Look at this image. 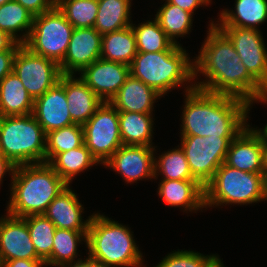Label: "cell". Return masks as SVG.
Wrapping results in <instances>:
<instances>
[{
  "mask_svg": "<svg viewBox=\"0 0 267 267\" xmlns=\"http://www.w3.org/2000/svg\"><path fill=\"white\" fill-rule=\"evenodd\" d=\"M193 14L177 5L165 3L158 9L155 19L166 33L167 37L176 45H180L176 38L184 37L191 32Z\"/></svg>",
  "mask_w": 267,
  "mask_h": 267,
  "instance_id": "obj_31",
  "label": "cell"
},
{
  "mask_svg": "<svg viewBox=\"0 0 267 267\" xmlns=\"http://www.w3.org/2000/svg\"><path fill=\"white\" fill-rule=\"evenodd\" d=\"M84 207L70 186L63 189L60 194L48 205L44 215L51 220L56 228L88 231L91 216L84 220L81 216ZM84 220V221H83Z\"/></svg>",
  "mask_w": 267,
  "mask_h": 267,
  "instance_id": "obj_19",
  "label": "cell"
},
{
  "mask_svg": "<svg viewBox=\"0 0 267 267\" xmlns=\"http://www.w3.org/2000/svg\"><path fill=\"white\" fill-rule=\"evenodd\" d=\"M84 144L92 156L103 164L123 145L117 109L103 102L83 125Z\"/></svg>",
  "mask_w": 267,
  "mask_h": 267,
  "instance_id": "obj_9",
  "label": "cell"
},
{
  "mask_svg": "<svg viewBox=\"0 0 267 267\" xmlns=\"http://www.w3.org/2000/svg\"><path fill=\"white\" fill-rule=\"evenodd\" d=\"M30 233L37 256L44 262L51 256L56 226L44 214L23 218Z\"/></svg>",
  "mask_w": 267,
  "mask_h": 267,
  "instance_id": "obj_35",
  "label": "cell"
},
{
  "mask_svg": "<svg viewBox=\"0 0 267 267\" xmlns=\"http://www.w3.org/2000/svg\"><path fill=\"white\" fill-rule=\"evenodd\" d=\"M46 266L43 260L15 259L0 261V267H43Z\"/></svg>",
  "mask_w": 267,
  "mask_h": 267,
  "instance_id": "obj_41",
  "label": "cell"
},
{
  "mask_svg": "<svg viewBox=\"0 0 267 267\" xmlns=\"http://www.w3.org/2000/svg\"><path fill=\"white\" fill-rule=\"evenodd\" d=\"M48 164L69 185L79 173L99 163L83 144L78 148L57 154Z\"/></svg>",
  "mask_w": 267,
  "mask_h": 267,
  "instance_id": "obj_29",
  "label": "cell"
},
{
  "mask_svg": "<svg viewBox=\"0 0 267 267\" xmlns=\"http://www.w3.org/2000/svg\"><path fill=\"white\" fill-rule=\"evenodd\" d=\"M84 144L83 126L72 124L50 131L46 134L45 163H49L57 154L78 148Z\"/></svg>",
  "mask_w": 267,
  "mask_h": 267,
  "instance_id": "obj_33",
  "label": "cell"
},
{
  "mask_svg": "<svg viewBox=\"0 0 267 267\" xmlns=\"http://www.w3.org/2000/svg\"><path fill=\"white\" fill-rule=\"evenodd\" d=\"M155 147L122 145L105 163L104 167L112 168L127 183L150 180L154 178Z\"/></svg>",
  "mask_w": 267,
  "mask_h": 267,
  "instance_id": "obj_13",
  "label": "cell"
},
{
  "mask_svg": "<svg viewBox=\"0 0 267 267\" xmlns=\"http://www.w3.org/2000/svg\"><path fill=\"white\" fill-rule=\"evenodd\" d=\"M65 95V75L41 97L34 100L33 116L45 134L74 124Z\"/></svg>",
  "mask_w": 267,
  "mask_h": 267,
  "instance_id": "obj_17",
  "label": "cell"
},
{
  "mask_svg": "<svg viewBox=\"0 0 267 267\" xmlns=\"http://www.w3.org/2000/svg\"><path fill=\"white\" fill-rule=\"evenodd\" d=\"M185 90L181 136L236 137L247 126L250 104L238 97L213 94L190 84Z\"/></svg>",
  "mask_w": 267,
  "mask_h": 267,
  "instance_id": "obj_2",
  "label": "cell"
},
{
  "mask_svg": "<svg viewBox=\"0 0 267 267\" xmlns=\"http://www.w3.org/2000/svg\"><path fill=\"white\" fill-rule=\"evenodd\" d=\"M153 114L118 112L123 145L153 146Z\"/></svg>",
  "mask_w": 267,
  "mask_h": 267,
  "instance_id": "obj_25",
  "label": "cell"
},
{
  "mask_svg": "<svg viewBox=\"0 0 267 267\" xmlns=\"http://www.w3.org/2000/svg\"><path fill=\"white\" fill-rule=\"evenodd\" d=\"M133 238L128 226L93 213L87 232V255L105 266L143 267L142 252Z\"/></svg>",
  "mask_w": 267,
  "mask_h": 267,
  "instance_id": "obj_4",
  "label": "cell"
},
{
  "mask_svg": "<svg viewBox=\"0 0 267 267\" xmlns=\"http://www.w3.org/2000/svg\"><path fill=\"white\" fill-rule=\"evenodd\" d=\"M46 134L33 114L0 116V152L16 166L45 162Z\"/></svg>",
  "mask_w": 267,
  "mask_h": 267,
  "instance_id": "obj_6",
  "label": "cell"
},
{
  "mask_svg": "<svg viewBox=\"0 0 267 267\" xmlns=\"http://www.w3.org/2000/svg\"><path fill=\"white\" fill-rule=\"evenodd\" d=\"M264 128L248 125L230 143L224 163L244 172L263 173Z\"/></svg>",
  "mask_w": 267,
  "mask_h": 267,
  "instance_id": "obj_14",
  "label": "cell"
},
{
  "mask_svg": "<svg viewBox=\"0 0 267 267\" xmlns=\"http://www.w3.org/2000/svg\"><path fill=\"white\" fill-rule=\"evenodd\" d=\"M161 95L131 74L110 103L118 112L152 114L156 99Z\"/></svg>",
  "mask_w": 267,
  "mask_h": 267,
  "instance_id": "obj_20",
  "label": "cell"
},
{
  "mask_svg": "<svg viewBox=\"0 0 267 267\" xmlns=\"http://www.w3.org/2000/svg\"><path fill=\"white\" fill-rule=\"evenodd\" d=\"M87 232L88 231H74L56 228L53 237L52 253L45 261L46 267H57L66 262L81 259L78 258L77 246L82 241H87Z\"/></svg>",
  "mask_w": 267,
  "mask_h": 267,
  "instance_id": "obj_30",
  "label": "cell"
},
{
  "mask_svg": "<svg viewBox=\"0 0 267 267\" xmlns=\"http://www.w3.org/2000/svg\"><path fill=\"white\" fill-rule=\"evenodd\" d=\"M15 1L20 3L34 16L40 15L44 12L51 10L56 4V0H15Z\"/></svg>",
  "mask_w": 267,
  "mask_h": 267,
  "instance_id": "obj_38",
  "label": "cell"
},
{
  "mask_svg": "<svg viewBox=\"0 0 267 267\" xmlns=\"http://www.w3.org/2000/svg\"><path fill=\"white\" fill-rule=\"evenodd\" d=\"M216 254L203 255L199 252L178 250L166 255L155 267H207Z\"/></svg>",
  "mask_w": 267,
  "mask_h": 267,
  "instance_id": "obj_37",
  "label": "cell"
},
{
  "mask_svg": "<svg viewBox=\"0 0 267 267\" xmlns=\"http://www.w3.org/2000/svg\"><path fill=\"white\" fill-rule=\"evenodd\" d=\"M7 213L24 218L44 214L48 205L68 184L48 163L17 165L11 179Z\"/></svg>",
  "mask_w": 267,
  "mask_h": 267,
  "instance_id": "obj_3",
  "label": "cell"
},
{
  "mask_svg": "<svg viewBox=\"0 0 267 267\" xmlns=\"http://www.w3.org/2000/svg\"><path fill=\"white\" fill-rule=\"evenodd\" d=\"M22 45L7 32L0 30V52L4 50H18Z\"/></svg>",
  "mask_w": 267,
  "mask_h": 267,
  "instance_id": "obj_42",
  "label": "cell"
},
{
  "mask_svg": "<svg viewBox=\"0 0 267 267\" xmlns=\"http://www.w3.org/2000/svg\"><path fill=\"white\" fill-rule=\"evenodd\" d=\"M65 95L72 122L82 126L103 103L80 77L75 78L74 75H65Z\"/></svg>",
  "mask_w": 267,
  "mask_h": 267,
  "instance_id": "obj_22",
  "label": "cell"
},
{
  "mask_svg": "<svg viewBox=\"0 0 267 267\" xmlns=\"http://www.w3.org/2000/svg\"><path fill=\"white\" fill-rule=\"evenodd\" d=\"M33 107V98L15 72H10L0 81V116L32 114Z\"/></svg>",
  "mask_w": 267,
  "mask_h": 267,
  "instance_id": "obj_23",
  "label": "cell"
},
{
  "mask_svg": "<svg viewBox=\"0 0 267 267\" xmlns=\"http://www.w3.org/2000/svg\"><path fill=\"white\" fill-rule=\"evenodd\" d=\"M15 259L41 260L31 241L26 221L6 213L0 218V261Z\"/></svg>",
  "mask_w": 267,
  "mask_h": 267,
  "instance_id": "obj_18",
  "label": "cell"
},
{
  "mask_svg": "<svg viewBox=\"0 0 267 267\" xmlns=\"http://www.w3.org/2000/svg\"><path fill=\"white\" fill-rule=\"evenodd\" d=\"M80 73L81 80L103 102H110L130 75V66L99 58Z\"/></svg>",
  "mask_w": 267,
  "mask_h": 267,
  "instance_id": "obj_15",
  "label": "cell"
},
{
  "mask_svg": "<svg viewBox=\"0 0 267 267\" xmlns=\"http://www.w3.org/2000/svg\"><path fill=\"white\" fill-rule=\"evenodd\" d=\"M265 186L263 173L244 172L223 163L204 186V206L247 205L265 201Z\"/></svg>",
  "mask_w": 267,
  "mask_h": 267,
  "instance_id": "obj_7",
  "label": "cell"
},
{
  "mask_svg": "<svg viewBox=\"0 0 267 267\" xmlns=\"http://www.w3.org/2000/svg\"><path fill=\"white\" fill-rule=\"evenodd\" d=\"M232 42L248 72L267 90V48L260 30L217 26Z\"/></svg>",
  "mask_w": 267,
  "mask_h": 267,
  "instance_id": "obj_12",
  "label": "cell"
},
{
  "mask_svg": "<svg viewBox=\"0 0 267 267\" xmlns=\"http://www.w3.org/2000/svg\"><path fill=\"white\" fill-rule=\"evenodd\" d=\"M13 72L22 81L33 100L51 89L62 76L57 62L32 53L24 45L17 50Z\"/></svg>",
  "mask_w": 267,
  "mask_h": 267,
  "instance_id": "obj_11",
  "label": "cell"
},
{
  "mask_svg": "<svg viewBox=\"0 0 267 267\" xmlns=\"http://www.w3.org/2000/svg\"><path fill=\"white\" fill-rule=\"evenodd\" d=\"M188 55L181 45L170 51L137 52L130 74L163 96L184 82L193 84L194 64Z\"/></svg>",
  "mask_w": 267,
  "mask_h": 267,
  "instance_id": "obj_5",
  "label": "cell"
},
{
  "mask_svg": "<svg viewBox=\"0 0 267 267\" xmlns=\"http://www.w3.org/2000/svg\"><path fill=\"white\" fill-rule=\"evenodd\" d=\"M74 27L55 5L34 16L28 40L23 44L32 53L60 64L65 57Z\"/></svg>",
  "mask_w": 267,
  "mask_h": 267,
  "instance_id": "obj_8",
  "label": "cell"
},
{
  "mask_svg": "<svg viewBox=\"0 0 267 267\" xmlns=\"http://www.w3.org/2000/svg\"><path fill=\"white\" fill-rule=\"evenodd\" d=\"M235 11L224 9L216 26H235L259 30L267 20V0H236Z\"/></svg>",
  "mask_w": 267,
  "mask_h": 267,
  "instance_id": "obj_24",
  "label": "cell"
},
{
  "mask_svg": "<svg viewBox=\"0 0 267 267\" xmlns=\"http://www.w3.org/2000/svg\"><path fill=\"white\" fill-rule=\"evenodd\" d=\"M235 137L182 136L183 149L192 176L204 187L224 163L231 141Z\"/></svg>",
  "mask_w": 267,
  "mask_h": 267,
  "instance_id": "obj_10",
  "label": "cell"
},
{
  "mask_svg": "<svg viewBox=\"0 0 267 267\" xmlns=\"http://www.w3.org/2000/svg\"><path fill=\"white\" fill-rule=\"evenodd\" d=\"M9 1H11V0H0V6L5 4V3H7V2H9Z\"/></svg>",
  "mask_w": 267,
  "mask_h": 267,
  "instance_id": "obj_48",
  "label": "cell"
},
{
  "mask_svg": "<svg viewBox=\"0 0 267 267\" xmlns=\"http://www.w3.org/2000/svg\"><path fill=\"white\" fill-rule=\"evenodd\" d=\"M33 19L34 15L15 0L0 6V30L7 32L18 43L24 44L28 40ZM20 31H23L22 36Z\"/></svg>",
  "mask_w": 267,
  "mask_h": 267,
  "instance_id": "obj_28",
  "label": "cell"
},
{
  "mask_svg": "<svg viewBox=\"0 0 267 267\" xmlns=\"http://www.w3.org/2000/svg\"><path fill=\"white\" fill-rule=\"evenodd\" d=\"M89 267H110V266H105L103 264L94 261Z\"/></svg>",
  "mask_w": 267,
  "mask_h": 267,
  "instance_id": "obj_47",
  "label": "cell"
},
{
  "mask_svg": "<svg viewBox=\"0 0 267 267\" xmlns=\"http://www.w3.org/2000/svg\"><path fill=\"white\" fill-rule=\"evenodd\" d=\"M158 196L172 207L184 208V211H202L204 206V187L197 180H161Z\"/></svg>",
  "mask_w": 267,
  "mask_h": 267,
  "instance_id": "obj_21",
  "label": "cell"
},
{
  "mask_svg": "<svg viewBox=\"0 0 267 267\" xmlns=\"http://www.w3.org/2000/svg\"><path fill=\"white\" fill-rule=\"evenodd\" d=\"M16 169V165L8 158L0 154V185L2 184V179L4 175L9 172L11 179L13 178L14 172Z\"/></svg>",
  "mask_w": 267,
  "mask_h": 267,
  "instance_id": "obj_43",
  "label": "cell"
},
{
  "mask_svg": "<svg viewBox=\"0 0 267 267\" xmlns=\"http://www.w3.org/2000/svg\"><path fill=\"white\" fill-rule=\"evenodd\" d=\"M211 20L199 54L194 59V87L213 94L231 95L267 103V90L248 72L229 38ZM198 75V76H197ZM196 78V79H195ZM198 83V84H197Z\"/></svg>",
  "mask_w": 267,
  "mask_h": 267,
  "instance_id": "obj_1",
  "label": "cell"
},
{
  "mask_svg": "<svg viewBox=\"0 0 267 267\" xmlns=\"http://www.w3.org/2000/svg\"><path fill=\"white\" fill-rule=\"evenodd\" d=\"M55 5L74 28L94 27L98 0H56Z\"/></svg>",
  "mask_w": 267,
  "mask_h": 267,
  "instance_id": "obj_36",
  "label": "cell"
},
{
  "mask_svg": "<svg viewBox=\"0 0 267 267\" xmlns=\"http://www.w3.org/2000/svg\"><path fill=\"white\" fill-rule=\"evenodd\" d=\"M207 267H225L222 260L217 255L209 264Z\"/></svg>",
  "mask_w": 267,
  "mask_h": 267,
  "instance_id": "obj_46",
  "label": "cell"
},
{
  "mask_svg": "<svg viewBox=\"0 0 267 267\" xmlns=\"http://www.w3.org/2000/svg\"><path fill=\"white\" fill-rule=\"evenodd\" d=\"M263 175L267 178V124L264 126Z\"/></svg>",
  "mask_w": 267,
  "mask_h": 267,
  "instance_id": "obj_45",
  "label": "cell"
},
{
  "mask_svg": "<svg viewBox=\"0 0 267 267\" xmlns=\"http://www.w3.org/2000/svg\"><path fill=\"white\" fill-rule=\"evenodd\" d=\"M17 50H4L0 52V81L13 71V62Z\"/></svg>",
  "mask_w": 267,
  "mask_h": 267,
  "instance_id": "obj_39",
  "label": "cell"
},
{
  "mask_svg": "<svg viewBox=\"0 0 267 267\" xmlns=\"http://www.w3.org/2000/svg\"><path fill=\"white\" fill-rule=\"evenodd\" d=\"M131 1L98 0V12L94 28L101 35H104L130 26L132 24Z\"/></svg>",
  "mask_w": 267,
  "mask_h": 267,
  "instance_id": "obj_27",
  "label": "cell"
},
{
  "mask_svg": "<svg viewBox=\"0 0 267 267\" xmlns=\"http://www.w3.org/2000/svg\"><path fill=\"white\" fill-rule=\"evenodd\" d=\"M136 55V38L131 25L102 35V59L130 66Z\"/></svg>",
  "mask_w": 267,
  "mask_h": 267,
  "instance_id": "obj_26",
  "label": "cell"
},
{
  "mask_svg": "<svg viewBox=\"0 0 267 267\" xmlns=\"http://www.w3.org/2000/svg\"><path fill=\"white\" fill-rule=\"evenodd\" d=\"M154 163V179L162 175V180H196L191 174L185 153L179 145L178 148L162 153L158 159L155 157Z\"/></svg>",
  "mask_w": 267,
  "mask_h": 267,
  "instance_id": "obj_34",
  "label": "cell"
},
{
  "mask_svg": "<svg viewBox=\"0 0 267 267\" xmlns=\"http://www.w3.org/2000/svg\"><path fill=\"white\" fill-rule=\"evenodd\" d=\"M131 27L136 38L137 52L170 51L177 46L167 37L155 18L139 23L137 27L132 23Z\"/></svg>",
  "mask_w": 267,
  "mask_h": 267,
  "instance_id": "obj_32",
  "label": "cell"
},
{
  "mask_svg": "<svg viewBox=\"0 0 267 267\" xmlns=\"http://www.w3.org/2000/svg\"><path fill=\"white\" fill-rule=\"evenodd\" d=\"M102 35L94 28H74L64 57L59 64L62 75H75L101 58Z\"/></svg>",
  "mask_w": 267,
  "mask_h": 267,
  "instance_id": "obj_16",
  "label": "cell"
},
{
  "mask_svg": "<svg viewBox=\"0 0 267 267\" xmlns=\"http://www.w3.org/2000/svg\"><path fill=\"white\" fill-rule=\"evenodd\" d=\"M170 4L177 5L185 11H188L194 14V11L197 10L200 6H208L211 3V0H166Z\"/></svg>",
  "mask_w": 267,
  "mask_h": 267,
  "instance_id": "obj_40",
  "label": "cell"
},
{
  "mask_svg": "<svg viewBox=\"0 0 267 267\" xmlns=\"http://www.w3.org/2000/svg\"><path fill=\"white\" fill-rule=\"evenodd\" d=\"M265 200H267V178H266V186H265Z\"/></svg>",
  "mask_w": 267,
  "mask_h": 267,
  "instance_id": "obj_49",
  "label": "cell"
},
{
  "mask_svg": "<svg viewBox=\"0 0 267 267\" xmlns=\"http://www.w3.org/2000/svg\"><path fill=\"white\" fill-rule=\"evenodd\" d=\"M94 261L88 256L85 260L79 259L77 261L66 262L57 267H89Z\"/></svg>",
  "mask_w": 267,
  "mask_h": 267,
  "instance_id": "obj_44",
  "label": "cell"
}]
</instances>
